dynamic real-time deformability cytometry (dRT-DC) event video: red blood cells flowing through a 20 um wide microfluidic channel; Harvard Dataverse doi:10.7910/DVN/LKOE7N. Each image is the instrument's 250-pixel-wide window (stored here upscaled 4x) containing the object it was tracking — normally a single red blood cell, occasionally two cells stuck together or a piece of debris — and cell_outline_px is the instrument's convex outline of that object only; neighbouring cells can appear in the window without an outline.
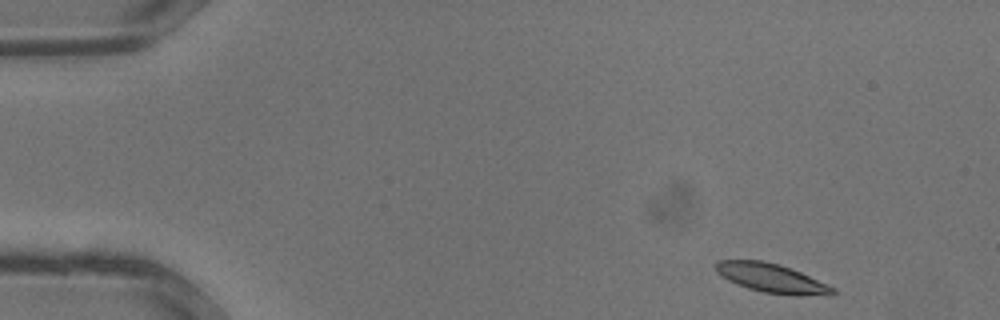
{"species": "common noctule bat (a hibernating species)", "species_latin": "Nyctalus noctula", "temperature_condition": "warm", "stored_images_in_passage": 32, "camera_frame_rate_fps": 3000, "um_per_image_px": 0.085, "animal": {"sex": "male", "body_mass_g": 13.3}, "frame": {"image": 1, "passage_image": 1, "time_ms": 0.0, "image_size_px": [1000, 320], "cell_outline_px": [[836, 292], [832, 296], [796, 296], [764, 292], [748, 288], [736, 284], [728, 280], [716, 272], [716, 260], [764, 260], [780, 264], [792, 268], [828, 284], [836, 288]], "centroid_in_image_um": [65.66, 23.65], "position_along_channel_um": 19.3, "area_um2": 20.17}}
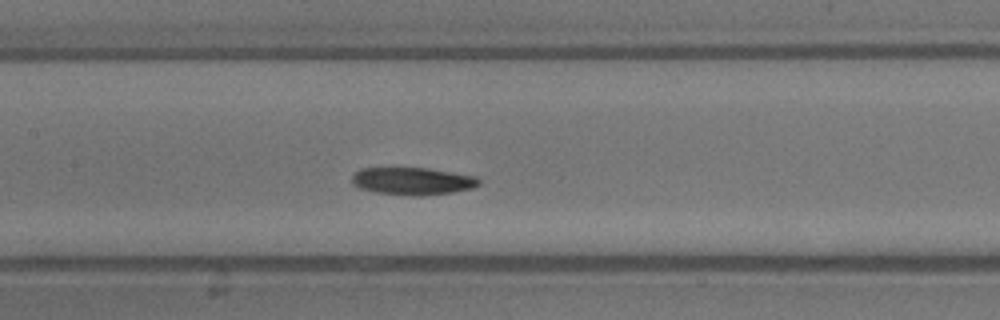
{"frame": {"image": 2, "passage_image": 14, "time_ms": 4.333, "image_size_px": [1000, 320], "cell_outline_px": [[480, 184], [472, 188], [452, 192], [420, 196], [376, 192], [360, 188], [352, 184], [352, 176], [360, 168], [428, 168], [476, 176], [480, 180]], "centroid_in_image_um": [35.08, 15.38], "position_along_channel_um": 172.3, "area_um2": 20.17}}
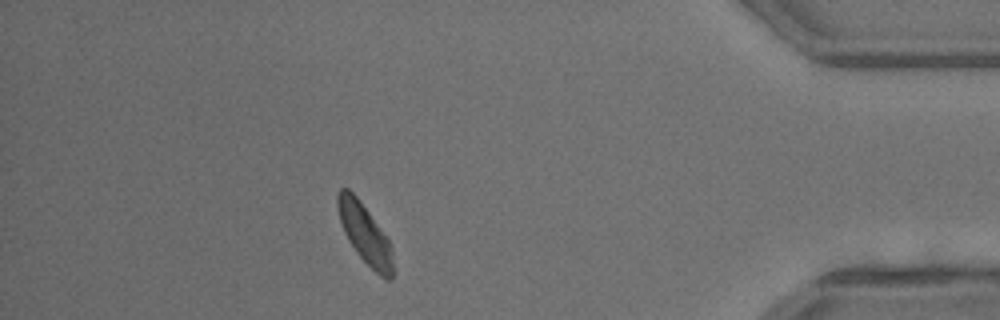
{"frame": {"image": 3, "passage_image": 28, "time_ms": 9.0, "image_size_px": [1000, 320], "cell_outline_px": [[392, 276], [388, 280], [384, 280], [356, 252], [348, 240], [344, 232], [340, 220], [336, 204], [336, 196], [340, 188], [348, 188], [356, 196], [368, 212], [388, 240], [392, 248]], "centroid_in_image_um": [30.98, 19.86], "position_along_channel_um": 404.2, "area_um2": 18.73}}